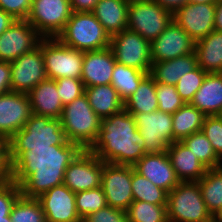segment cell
Segmentation results:
<instances>
[{"label": "cell", "instance_id": "6da1fadb", "mask_svg": "<svg viewBox=\"0 0 222 222\" xmlns=\"http://www.w3.org/2000/svg\"><path fill=\"white\" fill-rule=\"evenodd\" d=\"M82 150L69 141L64 145L28 147L11 163V180L20 186L22 196L38 198L63 184L65 170Z\"/></svg>", "mask_w": 222, "mask_h": 222}, {"label": "cell", "instance_id": "7a4b0ae2", "mask_svg": "<svg viewBox=\"0 0 222 222\" xmlns=\"http://www.w3.org/2000/svg\"><path fill=\"white\" fill-rule=\"evenodd\" d=\"M105 163L133 166L145 154V141L127 110L101 119L97 140L89 149Z\"/></svg>", "mask_w": 222, "mask_h": 222}, {"label": "cell", "instance_id": "3957f363", "mask_svg": "<svg viewBox=\"0 0 222 222\" xmlns=\"http://www.w3.org/2000/svg\"><path fill=\"white\" fill-rule=\"evenodd\" d=\"M60 119L32 114L24 127L9 139L12 163L28 147H50L67 142Z\"/></svg>", "mask_w": 222, "mask_h": 222}, {"label": "cell", "instance_id": "277c9868", "mask_svg": "<svg viewBox=\"0 0 222 222\" xmlns=\"http://www.w3.org/2000/svg\"><path fill=\"white\" fill-rule=\"evenodd\" d=\"M60 121L67 140L83 150H89L97 140L101 118L92 109L85 94L64 106Z\"/></svg>", "mask_w": 222, "mask_h": 222}, {"label": "cell", "instance_id": "5b68a950", "mask_svg": "<svg viewBox=\"0 0 222 222\" xmlns=\"http://www.w3.org/2000/svg\"><path fill=\"white\" fill-rule=\"evenodd\" d=\"M57 38L78 51H96L110 47V35L92 12H73Z\"/></svg>", "mask_w": 222, "mask_h": 222}, {"label": "cell", "instance_id": "8992f818", "mask_svg": "<svg viewBox=\"0 0 222 222\" xmlns=\"http://www.w3.org/2000/svg\"><path fill=\"white\" fill-rule=\"evenodd\" d=\"M168 222H210L212 214L203 200L198 181L180 182L168 193Z\"/></svg>", "mask_w": 222, "mask_h": 222}, {"label": "cell", "instance_id": "52a82bcc", "mask_svg": "<svg viewBox=\"0 0 222 222\" xmlns=\"http://www.w3.org/2000/svg\"><path fill=\"white\" fill-rule=\"evenodd\" d=\"M41 50L48 79H81L83 51L68 47L56 38H42Z\"/></svg>", "mask_w": 222, "mask_h": 222}, {"label": "cell", "instance_id": "ba28073f", "mask_svg": "<svg viewBox=\"0 0 222 222\" xmlns=\"http://www.w3.org/2000/svg\"><path fill=\"white\" fill-rule=\"evenodd\" d=\"M172 20L173 14L154 0L128 4L127 29L149 42L156 39Z\"/></svg>", "mask_w": 222, "mask_h": 222}, {"label": "cell", "instance_id": "9c48e42d", "mask_svg": "<svg viewBox=\"0 0 222 222\" xmlns=\"http://www.w3.org/2000/svg\"><path fill=\"white\" fill-rule=\"evenodd\" d=\"M72 13L70 0H32L26 20L43 38H56Z\"/></svg>", "mask_w": 222, "mask_h": 222}, {"label": "cell", "instance_id": "30bf717a", "mask_svg": "<svg viewBox=\"0 0 222 222\" xmlns=\"http://www.w3.org/2000/svg\"><path fill=\"white\" fill-rule=\"evenodd\" d=\"M110 48L117 63L150 73V42L129 29L110 37Z\"/></svg>", "mask_w": 222, "mask_h": 222}, {"label": "cell", "instance_id": "8fae6325", "mask_svg": "<svg viewBox=\"0 0 222 222\" xmlns=\"http://www.w3.org/2000/svg\"><path fill=\"white\" fill-rule=\"evenodd\" d=\"M135 123L145 141L146 154L165 153L173 143L172 114L156 110L136 114Z\"/></svg>", "mask_w": 222, "mask_h": 222}, {"label": "cell", "instance_id": "7c38bea8", "mask_svg": "<svg viewBox=\"0 0 222 222\" xmlns=\"http://www.w3.org/2000/svg\"><path fill=\"white\" fill-rule=\"evenodd\" d=\"M101 187L107 206L126 211L134 201L132 166L103 162Z\"/></svg>", "mask_w": 222, "mask_h": 222}, {"label": "cell", "instance_id": "4fadbf2b", "mask_svg": "<svg viewBox=\"0 0 222 222\" xmlns=\"http://www.w3.org/2000/svg\"><path fill=\"white\" fill-rule=\"evenodd\" d=\"M103 161L90 150H82L65 170L63 184L72 192L101 186Z\"/></svg>", "mask_w": 222, "mask_h": 222}, {"label": "cell", "instance_id": "5bb4252c", "mask_svg": "<svg viewBox=\"0 0 222 222\" xmlns=\"http://www.w3.org/2000/svg\"><path fill=\"white\" fill-rule=\"evenodd\" d=\"M42 38L27 20H15L0 35V61L12 62L33 51Z\"/></svg>", "mask_w": 222, "mask_h": 222}, {"label": "cell", "instance_id": "9a60e30c", "mask_svg": "<svg viewBox=\"0 0 222 222\" xmlns=\"http://www.w3.org/2000/svg\"><path fill=\"white\" fill-rule=\"evenodd\" d=\"M11 91L28 94L41 81L47 79L44 59L39 46L10 62Z\"/></svg>", "mask_w": 222, "mask_h": 222}, {"label": "cell", "instance_id": "2e32d148", "mask_svg": "<svg viewBox=\"0 0 222 222\" xmlns=\"http://www.w3.org/2000/svg\"><path fill=\"white\" fill-rule=\"evenodd\" d=\"M196 42L174 21L150 42L152 63L172 60L195 52Z\"/></svg>", "mask_w": 222, "mask_h": 222}, {"label": "cell", "instance_id": "e0dca14e", "mask_svg": "<svg viewBox=\"0 0 222 222\" xmlns=\"http://www.w3.org/2000/svg\"><path fill=\"white\" fill-rule=\"evenodd\" d=\"M173 20L195 41L214 31L215 3H187L173 14Z\"/></svg>", "mask_w": 222, "mask_h": 222}, {"label": "cell", "instance_id": "ac0fdd59", "mask_svg": "<svg viewBox=\"0 0 222 222\" xmlns=\"http://www.w3.org/2000/svg\"><path fill=\"white\" fill-rule=\"evenodd\" d=\"M32 115L27 94L6 92L0 94V135L10 139L20 131Z\"/></svg>", "mask_w": 222, "mask_h": 222}, {"label": "cell", "instance_id": "d6986e66", "mask_svg": "<svg viewBox=\"0 0 222 222\" xmlns=\"http://www.w3.org/2000/svg\"><path fill=\"white\" fill-rule=\"evenodd\" d=\"M46 222H82L76 209L75 192L66 185L55 186L37 198Z\"/></svg>", "mask_w": 222, "mask_h": 222}, {"label": "cell", "instance_id": "ffe728a7", "mask_svg": "<svg viewBox=\"0 0 222 222\" xmlns=\"http://www.w3.org/2000/svg\"><path fill=\"white\" fill-rule=\"evenodd\" d=\"M133 167L137 173L168 193L181 182L171 165L167 152L145 154Z\"/></svg>", "mask_w": 222, "mask_h": 222}, {"label": "cell", "instance_id": "44dd1931", "mask_svg": "<svg viewBox=\"0 0 222 222\" xmlns=\"http://www.w3.org/2000/svg\"><path fill=\"white\" fill-rule=\"evenodd\" d=\"M116 59L110 47L84 52L81 80L85 87L111 84Z\"/></svg>", "mask_w": 222, "mask_h": 222}, {"label": "cell", "instance_id": "7402d4cb", "mask_svg": "<svg viewBox=\"0 0 222 222\" xmlns=\"http://www.w3.org/2000/svg\"><path fill=\"white\" fill-rule=\"evenodd\" d=\"M32 114L38 116L60 119L63 112V104L57 92L54 79L41 81L28 94Z\"/></svg>", "mask_w": 222, "mask_h": 222}, {"label": "cell", "instance_id": "603a6c76", "mask_svg": "<svg viewBox=\"0 0 222 222\" xmlns=\"http://www.w3.org/2000/svg\"><path fill=\"white\" fill-rule=\"evenodd\" d=\"M167 154L181 182L198 181L207 172L208 168L181 141L172 143Z\"/></svg>", "mask_w": 222, "mask_h": 222}, {"label": "cell", "instance_id": "cb8c5ba5", "mask_svg": "<svg viewBox=\"0 0 222 222\" xmlns=\"http://www.w3.org/2000/svg\"><path fill=\"white\" fill-rule=\"evenodd\" d=\"M190 104L206 116L222 115V73H207Z\"/></svg>", "mask_w": 222, "mask_h": 222}, {"label": "cell", "instance_id": "d4e9b609", "mask_svg": "<svg viewBox=\"0 0 222 222\" xmlns=\"http://www.w3.org/2000/svg\"><path fill=\"white\" fill-rule=\"evenodd\" d=\"M92 13L110 37L127 29L128 4L123 0H99Z\"/></svg>", "mask_w": 222, "mask_h": 222}, {"label": "cell", "instance_id": "484cf974", "mask_svg": "<svg viewBox=\"0 0 222 222\" xmlns=\"http://www.w3.org/2000/svg\"><path fill=\"white\" fill-rule=\"evenodd\" d=\"M198 66L195 52L172 60L152 63L150 75L155 82L176 85L178 80Z\"/></svg>", "mask_w": 222, "mask_h": 222}, {"label": "cell", "instance_id": "4316f807", "mask_svg": "<svg viewBox=\"0 0 222 222\" xmlns=\"http://www.w3.org/2000/svg\"><path fill=\"white\" fill-rule=\"evenodd\" d=\"M197 64L207 73H222V32L212 31L195 44Z\"/></svg>", "mask_w": 222, "mask_h": 222}, {"label": "cell", "instance_id": "83f0119b", "mask_svg": "<svg viewBox=\"0 0 222 222\" xmlns=\"http://www.w3.org/2000/svg\"><path fill=\"white\" fill-rule=\"evenodd\" d=\"M85 95L90 106L101 119L124 109V102L111 84L85 87Z\"/></svg>", "mask_w": 222, "mask_h": 222}, {"label": "cell", "instance_id": "f1b7e54d", "mask_svg": "<svg viewBox=\"0 0 222 222\" xmlns=\"http://www.w3.org/2000/svg\"><path fill=\"white\" fill-rule=\"evenodd\" d=\"M124 109L133 116L158 110L156 82L149 73L141 80L136 91L124 102Z\"/></svg>", "mask_w": 222, "mask_h": 222}, {"label": "cell", "instance_id": "f546056e", "mask_svg": "<svg viewBox=\"0 0 222 222\" xmlns=\"http://www.w3.org/2000/svg\"><path fill=\"white\" fill-rule=\"evenodd\" d=\"M206 115L190 103H185L175 113L173 120V143L201 131Z\"/></svg>", "mask_w": 222, "mask_h": 222}, {"label": "cell", "instance_id": "4dcf8cb0", "mask_svg": "<svg viewBox=\"0 0 222 222\" xmlns=\"http://www.w3.org/2000/svg\"><path fill=\"white\" fill-rule=\"evenodd\" d=\"M148 73L133 67L115 63L111 85L117 90L120 99L125 102L138 88Z\"/></svg>", "mask_w": 222, "mask_h": 222}, {"label": "cell", "instance_id": "1f68e13d", "mask_svg": "<svg viewBox=\"0 0 222 222\" xmlns=\"http://www.w3.org/2000/svg\"><path fill=\"white\" fill-rule=\"evenodd\" d=\"M203 200L212 216L222 208V166L207 169L198 180Z\"/></svg>", "mask_w": 222, "mask_h": 222}, {"label": "cell", "instance_id": "d6a6232c", "mask_svg": "<svg viewBox=\"0 0 222 222\" xmlns=\"http://www.w3.org/2000/svg\"><path fill=\"white\" fill-rule=\"evenodd\" d=\"M181 142L192 152L208 169L222 166V160L217 156L211 143L202 131L185 137Z\"/></svg>", "mask_w": 222, "mask_h": 222}, {"label": "cell", "instance_id": "836d02e7", "mask_svg": "<svg viewBox=\"0 0 222 222\" xmlns=\"http://www.w3.org/2000/svg\"><path fill=\"white\" fill-rule=\"evenodd\" d=\"M132 193L136 201H145L156 205H167L168 192L155 186L147 178L137 173L133 166Z\"/></svg>", "mask_w": 222, "mask_h": 222}, {"label": "cell", "instance_id": "e575fe53", "mask_svg": "<svg viewBox=\"0 0 222 222\" xmlns=\"http://www.w3.org/2000/svg\"><path fill=\"white\" fill-rule=\"evenodd\" d=\"M126 214L129 222H168L167 205L134 200Z\"/></svg>", "mask_w": 222, "mask_h": 222}, {"label": "cell", "instance_id": "d590c367", "mask_svg": "<svg viewBox=\"0 0 222 222\" xmlns=\"http://www.w3.org/2000/svg\"><path fill=\"white\" fill-rule=\"evenodd\" d=\"M10 217L12 222H46L39 200L22 195L16 200Z\"/></svg>", "mask_w": 222, "mask_h": 222}, {"label": "cell", "instance_id": "8d00e7d4", "mask_svg": "<svg viewBox=\"0 0 222 222\" xmlns=\"http://www.w3.org/2000/svg\"><path fill=\"white\" fill-rule=\"evenodd\" d=\"M76 209L81 219L107 206L102 187L75 193Z\"/></svg>", "mask_w": 222, "mask_h": 222}, {"label": "cell", "instance_id": "74e56055", "mask_svg": "<svg viewBox=\"0 0 222 222\" xmlns=\"http://www.w3.org/2000/svg\"><path fill=\"white\" fill-rule=\"evenodd\" d=\"M207 72L203 71L200 67H196L194 70L183 75L178 83L175 85L178 94L185 101L190 103L194 97V94L201 87L203 80Z\"/></svg>", "mask_w": 222, "mask_h": 222}, {"label": "cell", "instance_id": "f35d334b", "mask_svg": "<svg viewBox=\"0 0 222 222\" xmlns=\"http://www.w3.org/2000/svg\"><path fill=\"white\" fill-rule=\"evenodd\" d=\"M156 96L158 110L165 113L173 114L185 104L174 85L156 82Z\"/></svg>", "mask_w": 222, "mask_h": 222}, {"label": "cell", "instance_id": "ab89813d", "mask_svg": "<svg viewBox=\"0 0 222 222\" xmlns=\"http://www.w3.org/2000/svg\"><path fill=\"white\" fill-rule=\"evenodd\" d=\"M201 131L222 160V115L206 116Z\"/></svg>", "mask_w": 222, "mask_h": 222}, {"label": "cell", "instance_id": "60d3db41", "mask_svg": "<svg viewBox=\"0 0 222 222\" xmlns=\"http://www.w3.org/2000/svg\"><path fill=\"white\" fill-rule=\"evenodd\" d=\"M55 81L57 92L63 106L85 94V86L81 79L66 77L59 78Z\"/></svg>", "mask_w": 222, "mask_h": 222}, {"label": "cell", "instance_id": "b9f144b4", "mask_svg": "<svg viewBox=\"0 0 222 222\" xmlns=\"http://www.w3.org/2000/svg\"><path fill=\"white\" fill-rule=\"evenodd\" d=\"M21 196V189L12 180L0 184V220L10 216L16 200Z\"/></svg>", "mask_w": 222, "mask_h": 222}, {"label": "cell", "instance_id": "7bdbcfd3", "mask_svg": "<svg viewBox=\"0 0 222 222\" xmlns=\"http://www.w3.org/2000/svg\"><path fill=\"white\" fill-rule=\"evenodd\" d=\"M82 222H129L126 211L106 206L87 215Z\"/></svg>", "mask_w": 222, "mask_h": 222}, {"label": "cell", "instance_id": "ee69618b", "mask_svg": "<svg viewBox=\"0 0 222 222\" xmlns=\"http://www.w3.org/2000/svg\"><path fill=\"white\" fill-rule=\"evenodd\" d=\"M32 7V0H0V8L16 20H26Z\"/></svg>", "mask_w": 222, "mask_h": 222}, {"label": "cell", "instance_id": "f6af8a7d", "mask_svg": "<svg viewBox=\"0 0 222 222\" xmlns=\"http://www.w3.org/2000/svg\"><path fill=\"white\" fill-rule=\"evenodd\" d=\"M12 164L10 162L9 140L0 135V178L11 180Z\"/></svg>", "mask_w": 222, "mask_h": 222}, {"label": "cell", "instance_id": "bcb514c9", "mask_svg": "<svg viewBox=\"0 0 222 222\" xmlns=\"http://www.w3.org/2000/svg\"><path fill=\"white\" fill-rule=\"evenodd\" d=\"M11 91L10 62L0 61V94Z\"/></svg>", "mask_w": 222, "mask_h": 222}, {"label": "cell", "instance_id": "7dc6e473", "mask_svg": "<svg viewBox=\"0 0 222 222\" xmlns=\"http://www.w3.org/2000/svg\"><path fill=\"white\" fill-rule=\"evenodd\" d=\"M99 0H70L73 12H92Z\"/></svg>", "mask_w": 222, "mask_h": 222}, {"label": "cell", "instance_id": "c3c4849f", "mask_svg": "<svg viewBox=\"0 0 222 222\" xmlns=\"http://www.w3.org/2000/svg\"><path fill=\"white\" fill-rule=\"evenodd\" d=\"M157 4H159L162 8L170 11L174 14L178 9L182 6L189 3V0H154Z\"/></svg>", "mask_w": 222, "mask_h": 222}, {"label": "cell", "instance_id": "681fc988", "mask_svg": "<svg viewBox=\"0 0 222 222\" xmlns=\"http://www.w3.org/2000/svg\"><path fill=\"white\" fill-rule=\"evenodd\" d=\"M214 30L222 32V0L215 2Z\"/></svg>", "mask_w": 222, "mask_h": 222}, {"label": "cell", "instance_id": "f907efd6", "mask_svg": "<svg viewBox=\"0 0 222 222\" xmlns=\"http://www.w3.org/2000/svg\"><path fill=\"white\" fill-rule=\"evenodd\" d=\"M10 14L0 8V35L15 21Z\"/></svg>", "mask_w": 222, "mask_h": 222}, {"label": "cell", "instance_id": "816d5d0a", "mask_svg": "<svg viewBox=\"0 0 222 222\" xmlns=\"http://www.w3.org/2000/svg\"><path fill=\"white\" fill-rule=\"evenodd\" d=\"M213 220L215 222H222V208L218 210L214 215H213Z\"/></svg>", "mask_w": 222, "mask_h": 222}, {"label": "cell", "instance_id": "f5cc1de1", "mask_svg": "<svg viewBox=\"0 0 222 222\" xmlns=\"http://www.w3.org/2000/svg\"><path fill=\"white\" fill-rule=\"evenodd\" d=\"M217 0H189L191 3H199V4H204V3H215Z\"/></svg>", "mask_w": 222, "mask_h": 222}, {"label": "cell", "instance_id": "db71d44e", "mask_svg": "<svg viewBox=\"0 0 222 222\" xmlns=\"http://www.w3.org/2000/svg\"><path fill=\"white\" fill-rule=\"evenodd\" d=\"M127 4L137 3V2H146L150 0H123Z\"/></svg>", "mask_w": 222, "mask_h": 222}, {"label": "cell", "instance_id": "11a10c76", "mask_svg": "<svg viewBox=\"0 0 222 222\" xmlns=\"http://www.w3.org/2000/svg\"><path fill=\"white\" fill-rule=\"evenodd\" d=\"M0 222H12L10 216H6L5 220H0Z\"/></svg>", "mask_w": 222, "mask_h": 222}]
</instances>
